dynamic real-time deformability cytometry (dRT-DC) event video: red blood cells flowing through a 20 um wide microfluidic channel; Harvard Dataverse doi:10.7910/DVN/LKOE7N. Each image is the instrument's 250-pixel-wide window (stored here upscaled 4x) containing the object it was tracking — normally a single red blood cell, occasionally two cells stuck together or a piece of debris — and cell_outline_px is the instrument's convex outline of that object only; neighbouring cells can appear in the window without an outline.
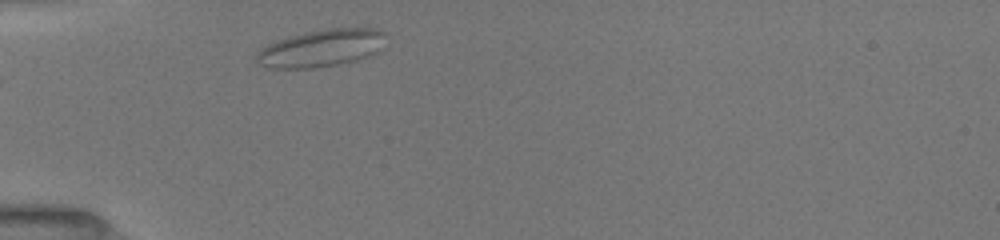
{"species": "common noctule bat (a hibernating species)", "species_latin": "Nyctalus noctula", "temperature_condition": "room temperature", "stored_images_in_passage": 1, "camera_frame_rate_fps": 3000, "um_per_image_px": 0.085, "animal": {"sex": "female", "body_mass_g": 19.5, "forearm_length_mm": 54.1}, "frame": {"image": 1, "passage_image": 1, "time_ms": 0.0, "image_size_px": [1000, 240], "cell_outline_px": [[384, 32], [380, 52], [356, 60], [336, 64], [312, 68], [268, 68], [260, 64], [256, 60], [256, 52], [260, 48], [276, 40], [288, 36], [304, 32], [328, 28], [376, 28]], "centroid_in_image_um": [27.27, 4.08], "position_along_channel_um": 57.7, "area_um2": 28.15}}